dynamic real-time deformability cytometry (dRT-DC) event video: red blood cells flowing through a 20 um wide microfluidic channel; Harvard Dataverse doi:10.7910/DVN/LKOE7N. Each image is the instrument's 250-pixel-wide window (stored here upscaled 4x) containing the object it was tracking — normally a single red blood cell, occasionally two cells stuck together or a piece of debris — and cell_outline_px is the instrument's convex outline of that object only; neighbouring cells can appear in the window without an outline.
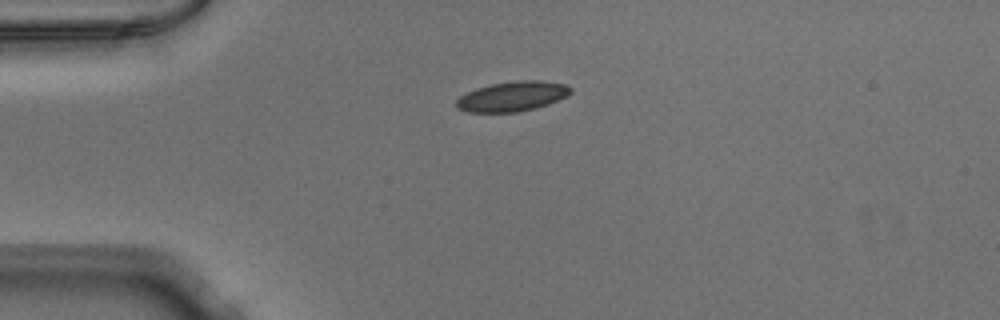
{"species": "Egyptian fruit bat (a non-hibernating species)", "species_latin": "Rousettus aegyptiacus", "temperature_condition": "warm", "stored_images_in_passage": 33, "camera_frame_rate_fps": 3000, "um_per_image_px": 0.085, "animal": {"sex": "male"}, "frame": {"image": 1, "passage_image": 1, "time_ms": 0.0, "image_size_px": [1000, 320], "cell_outline_px": [[572, 92], [568, 96], [548, 104], [536, 108], [516, 112], [468, 112], [456, 108], [456, 100], [460, 96], [476, 88], [488, 84], [516, 80], [540, 80], [564, 84], [572, 88]], "centroid_in_image_um": [43.55, 8.18], "position_along_channel_um": 41.4, "area_um2": 20.06}}
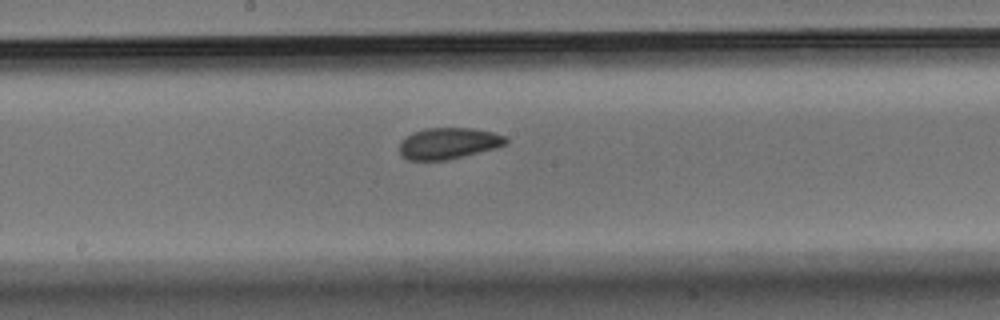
{"frame": {"image": 2, "passage_image": 16, "time_ms": 5.0, "image_size_px": [1000, 320], "cell_outline_px": [[508, 144], [496, 148], [448, 160], [408, 160], [400, 156], [400, 140], [412, 132], [424, 128], [472, 128], [492, 132], [504, 136], [508, 140]], "centroid_in_image_um": [38.1, 12.18], "position_along_channel_um": 210.1, "area_um2": 19.59}}
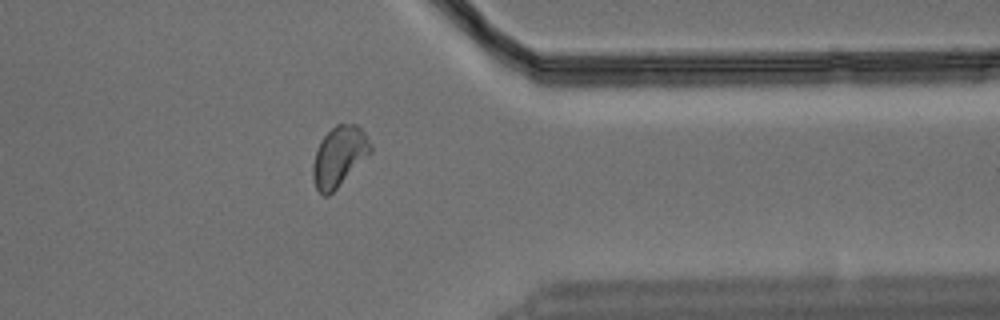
{"frame": {"image": 3, "passage_image": 30, "time_ms": 9.667, "image_size_px": [1000, 320], "cell_outline_px": [[372, 152], [328, 196], [324, 196], [316, 188], [312, 176], [312, 164], [316, 148], [320, 140], [336, 124], [356, 124], [364, 132], [372, 144]], "centroid_in_image_um": [28.81, 13.28], "position_along_channel_um": 382.6, "area_um2": 20.11}}